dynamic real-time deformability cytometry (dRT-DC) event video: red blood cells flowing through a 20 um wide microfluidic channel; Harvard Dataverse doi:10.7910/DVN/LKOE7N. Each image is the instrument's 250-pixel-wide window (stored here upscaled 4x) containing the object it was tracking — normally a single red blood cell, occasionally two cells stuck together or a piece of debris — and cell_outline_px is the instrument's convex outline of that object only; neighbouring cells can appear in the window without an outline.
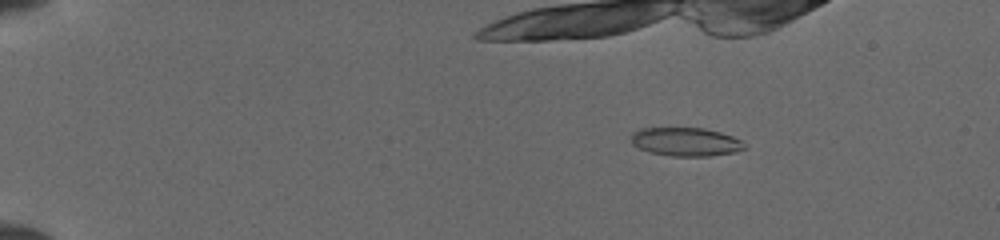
{"species": "common noctule bat (a hibernating species)", "species_latin": "Nyctalus noctula", "temperature_condition": "cold", "stored_images_in_passage": 14, "camera_frame_rate_fps": 3000, "um_per_image_px": 0.085, "animal": {"sex": "female", "body_mass_g": 19.5, "forearm_length_mm": 54.1}, "frame": {"image": 1, "passage_image": 5, "time_ms": 3.0, "image_size_px": [1000, 240], "cell_outline_px": [[744, 148], [736, 152], [708, 156], [672, 156], [652, 152], [640, 148], [632, 144], [632, 132], [640, 128], [704, 128], [720, 132], [732, 136], [740, 140], [744, 144]], "centroid_in_image_um": [58.28, 12.05], "position_along_channel_um": 26.7, "area_um2": 18.67}}
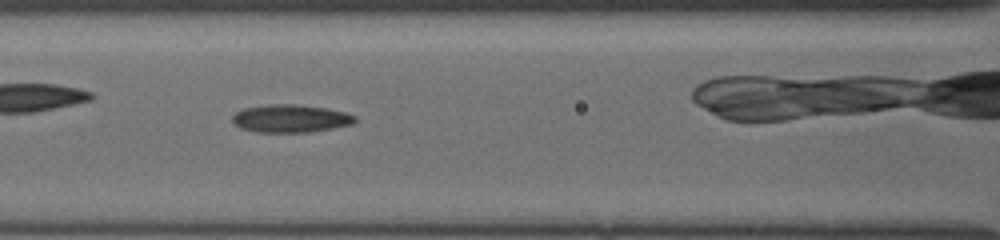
{"frame": {"image": 2, "passage_image": 12, "time_ms": 8.333, "image_size_px": [1000, 240], "cell_outline_px": [[356, 120], [352, 124], [332, 128], [308, 132], [256, 132], [240, 128], [232, 124], [232, 116], [236, 112], [244, 108], [268, 104], [292, 104], [324, 108], [344, 112], [356, 116]], "centroid_in_image_um": [24.64, 10.08], "position_along_channel_um": 142.0, "area_um2": 19.83}}